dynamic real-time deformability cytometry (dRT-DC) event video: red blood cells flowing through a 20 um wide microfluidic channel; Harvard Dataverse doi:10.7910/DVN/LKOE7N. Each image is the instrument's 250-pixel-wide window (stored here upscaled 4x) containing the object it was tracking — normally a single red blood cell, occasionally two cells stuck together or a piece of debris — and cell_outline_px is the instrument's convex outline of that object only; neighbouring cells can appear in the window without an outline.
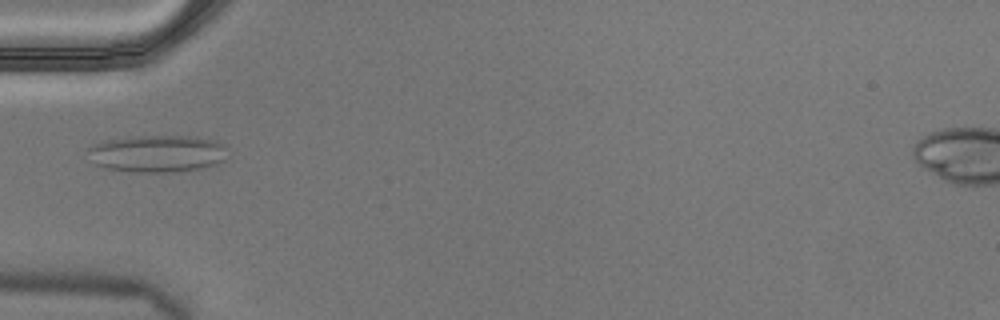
{"species": "Egyptian fruit bat (a non-hibernating species)", "species_latin": "Rousettus aegyptiacus", "temperature_condition": "cold", "stored_images_in_passage": 2, "camera_frame_rate_fps": 3000, "um_per_image_px": 0.085, "animal": {"sex": "male"}, "frame": {"image": 1, "passage_image": 2, "time_ms": 0.333, "image_size_px": [1000, 320], "cell_outline_px": [[224, 160], [220, 164], [200, 168], [176, 172], [128, 172], [104, 168], [96, 164], [88, 148], [92, 144], [100, 140], [128, 136], [196, 136], [216, 140], [224, 144]], "centroid_in_image_um": [13.36, 13.04], "position_along_channel_um": 71.6, "area_um2": 30.58}}